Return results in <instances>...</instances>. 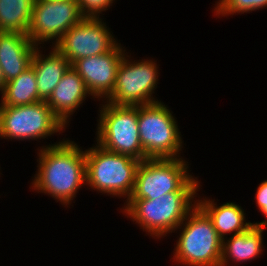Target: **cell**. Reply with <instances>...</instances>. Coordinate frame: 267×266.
<instances>
[{"label": "cell", "instance_id": "cell-1", "mask_svg": "<svg viewBox=\"0 0 267 266\" xmlns=\"http://www.w3.org/2000/svg\"><path fill=\"white\" fill-rule=\"evenodd\" d=\"M80 145L63 137L37 148V170L29 187L32 192L46 194L69 209L86 186L85 150Z\"/></svg>", "mask_w": 267, "mask_h": 266}, {"label": "cell", "instance_id": "cell-2", "mask_svg": "<svg viewBox=\"0 0 267 266\" xmlns=\"http://www.w3.org/2000/svg\"><path fill=\"white\" fill-rule=\"evenodd\" d=\"M197 194L170 192L156 199H128L120 212L157 241L175 232L197 205Z\"/></svg>", "mask_w": 267, "mask_h": 266}, {"label": "cell", "instance_id": "cell-3", "mask_svg": "<svg viewBox=\"0 0 267 266\" xmlns=\"http://www.w3.org/2000/svg\"><path fill=\"white\" fill-rule=\"evenodd\" d=\"M173 258L176 266H220L223 240L212 220L196 205L175 229Z\"/></svg>", "mask_w": 267, "mask_h": 266}, {"label": "cell", "instance_id": "cell-4", "mask_svg": "<svg viewBox=\"0 0 267 266\" xmlns=\"http://www.w3.org/2000/svg\"><path fill=\"white\" fill-rule=\"evenodd\" d=\"M93 145L85 149L86 189L126 202L134 189L141 161L105 150L97 143Z\"/></svg>", "mask_w": 267, "mask_h": 266}, {"label": "cell", "instance_id": "cell-5", "mask_svg": "<svg viewBox=\"0 0 267 266\" xmlns=\"http://www.w3.org/2000/svg\"><path fill=\"white\" fill-rule=\"evenodd\" d=\"M189 165L183 157L141 161L129 199H156L170 192H199L202 182L199 176L190 173Z\"/></svg>", "mask_w": 267, "mask_h": 266}, {"label": "cell", "instance_id": "cell-6", "mask_svg": "<svg viewBox=\"0 0 267 266\" xmlns=\"http://www.w3.org/2000/svg\"><path fill=\"white\" fill-rule=\"evenodd\" d=\"M95 142L110 152L139 161L149 159L142 148L138 128V106H116L100 101Z\"/></svg>", "mask_w": 267, "mask_h": 266}, {"label": "cell", "instance_id": "cell-7", "mask_svg": "<svg viewBox=\"0 0 267 266\" xmlns=\"http://www.w3.org/2000/svg\"><path fill=\"white\" fill-rule=\"evenodd\" d=\"M176 119L163 101L138 106L139 136L148 158L182 157L185 143Z\"/></svg>", "mask_w": 267, "mask_h": 266}, {"label": "cell", "instance_id": "cell-8", "mask_svg": "<svg viewBox=\"0 0 267 266\" xmlns=\"http://www.w3.org/2000/svg\"><path fill=\"white\" fill-rule=\"evenodd\" d=\"M131 55L125 52L117 70L114 90L104 101L116 106H139L161 101L154 95L160 76L157 59L133 60Z\"/></svg>", "mask_w": 267, "mask_h": 266}, {"label": "cell", "instance_id": "cell-9", "mask_svg": "<svg viewBox=\"0 0 267 266\" xmlns=\"http://www.w3.org/2000/svg\"><path fill=\"white\" fill-rule=\"evenodd\" d=\"M65 131L66 128L53 115L46 101L21 106H0L1 140L41 142L39 140L63 135Z\"/></svg>", "mask_w": 267, "mask_h": 266}, {"label": "cell", "instance_id": "cell-10", "mask_svg": "<svg viewBox=\"0 0 267 266\" xmlns=\"http://www.w3.org/2000/svg\"><path fill=\"white\" fill-rule=\"evenodd\" d=\"M83 18L77 0H35L27 35L37 47L55 46Z\"/></svg>", "mask_w": 267, "mask_h": 266}, {"label": "cell", "instance_id": "cell-11", "mask_svg": "<svg viewBox=\"0 0 267 266\" xmlns=\"http://www.w3.org/2000/svg\"><path fill=\"white\" fill-rule=\"evenodd\" d=\"M104 19L84 17L54 47L71 65L77 60L109 52L119 41Z\"/></svg>", "mask_w": 267, "mask_h": 266}, {"label": "cell", "instance_id": "cell-12", "mask_svg": "<svg viewBox=\"0 0 267 266\" xmlns=\"http://www.w3.org/2000/svg\"><path fill=\"white\" fill-rule=\"evenodd\" d=\"M126 51L119 40L109 52L77 60L71 65L99 103L113 92L117 70Z\"/></svg>", "mask_w": 267, "mask_h": 266}, {"label": "cell", "instance_id": "cell-13", "mask_svg": "<svg viewBox=\"0 0 267 266\" xmlns=\"http://www.w3.org/2000/svg\"><path fill=\"white\" fill-rule=\"evenodd\" d=\"M87 97L96 100L80 75L70 67L46 101L53 115L68 129L72 116L84 105ZM71 120V121H70Z\"/></svg>", "mask_w": 267, "mask_h": 266}, {"label": "cell", "instance_id": "cell-14", "mask_svg": "<svg viewBox=\"0 0 267 266\" xmlns=\"http://www.w3.org/2000/svg\"><path fill=\"white\" fill-rule=\"evenodd\" d=\"M36 47L27 34L0 31V67L6 82L30 67Z\"/></svg>", "mask_w": 267, "mask_h": 266}, {"label": "cell", "instance_id": "cell-15", "mask_svg": "<svg viewBox=\"0 0 267 266\" xmlns=\"http://www.w3.org/2000/svg\"><path fill=\"white\" fill-rule=\"evenodd\" d=\"M48 54H43L46 47H36L31 60L37 83L39 101H47L54 88L60 82L64 74L71 67L70 62L54 46L48 47ZM42 49V50H41Z\"/></svg>", "mask_w": 267, "mask_h": 266}, {"label": "cell", "instance_id": "cell-16", "mask_svg": "<svg viewBox=\"0 0 267 266\" xmlns=\"http://www.w3.org/2000/svg\"><path fill=\"white\" fill-rule=\"evenodd\" d=\"M197 205L212 220L217 234L222 240L235 234L245 232L252 226V222L246 219V210L236 202H225L220 205L215 198L202 197L197 194Z\"/></svg>", "mask_w": 267, "mask_h": 266}, {"label": "cell", "instance_id": "cell-17", "mask_svg": "<svg viewBox=\"0 0 267 266\" xmlns=\"http://www.w3.org/2000/svg\"><path fill=\"white\" fill-rule=\"evenodd\" d=\"M264 231L265 228L252 225L245 232L224 239L220 266H230L234 263L236 266L238 263L246 264L247 261L252 262L260 258L265 251Z\"/></svg>", "mask_w": 267, "mask_h": 266}, {"label": "cell", "instance_id": "cell-18", "mask_svg": "<svg viewBox=\"0 0 267 266\" xmlns=\"http://www.w3.org/2000/svg\"><path fill=\"white\" fill-rule=\"evenodd\" d=\"M0 96V106H21L39 102L34 69L30 66L17 78L6 82Z\"/></svg>", "mask_w": 267, "mask_h": 266}, {"label": "cell", "instance_id": "cell-19", "mask_svg": "<svg viewBox=\"0 0 267 266\" xmlns=\"http://www.w3.org/2000/svg\"><path fill=\"white\" fill-rule=\"evenodd\" d=\"M35 0H0V31L27 34Z\"/></svg>", "mask_w": 267, "mask_h": 266}, {"label": "cell", "instance_id": "cell-20", "mask_svg": "<svg viewBox=\"0 0 267 266\" xmlns=\"http://www.w3.org/2000/svg\"><path fill=\"white\" fill-rule=\"evenodd\" d=\"M215 3L212 13L218 18L267 9V0H217Z\"/></svg>", "mask_w": 267, "mask_h": 266}, {"label": "cell", "instance_id": "cell-21", "mask_svg": "<svg viewBox=\"0 0 267 266\" xmlns=\"http://www.w3.org/2000/svg\"><path fill=\"white\" fill-rule=\"evenodd\" d=\"M117 0H77L84 17H104L101 14L110 9Z\"/></svg>", "mask_w": 267, "mask_h": 266}, {"label": "cell", "instance_id": "cell-22", "mask_svg": "<svg viewBox=\"0 0 267 266\" xmlns=\"http://www.w3.org/2000/svg\"><path fill=\"white\" fill-rule=\"evenodd\" d=\"M259 186L256 189V193L254 196L256 206L258 207L259 211L262 215H264L266 219L262 220L261 222H252V225L261 228H267V179L263 180L261 183L258 184Z\"/></svg>", "mask_w": 267, "mask_h": 266}, {"label": "cell", "instance_id": "cell-23", "mask_svg": "<svg viewBox=\"0 0 267 266\" xmlns=\"http://www.w3.org/2000/svg\"><path fill=\"white\" fill-rule=\"evenodd\" d=\"M5 85H6V80L4 79L2 69L0 67V93L4 90Z\"/></svg>", "mask_w": 267, "mask_h": 266}, {"label": "cell", "instance_id": "cell-24", "mask_svg": "<svg viewBox=\"0 0 267 266\" xmlns=\"http://www.w3.org/2000/svg\"><path fill=\"white\" fill-rule=\"evenodd\" d=\"M46 1H62V0H46Z\"/></svg>", "mask_w": 267, "mask_h": 266}]
</instances>
